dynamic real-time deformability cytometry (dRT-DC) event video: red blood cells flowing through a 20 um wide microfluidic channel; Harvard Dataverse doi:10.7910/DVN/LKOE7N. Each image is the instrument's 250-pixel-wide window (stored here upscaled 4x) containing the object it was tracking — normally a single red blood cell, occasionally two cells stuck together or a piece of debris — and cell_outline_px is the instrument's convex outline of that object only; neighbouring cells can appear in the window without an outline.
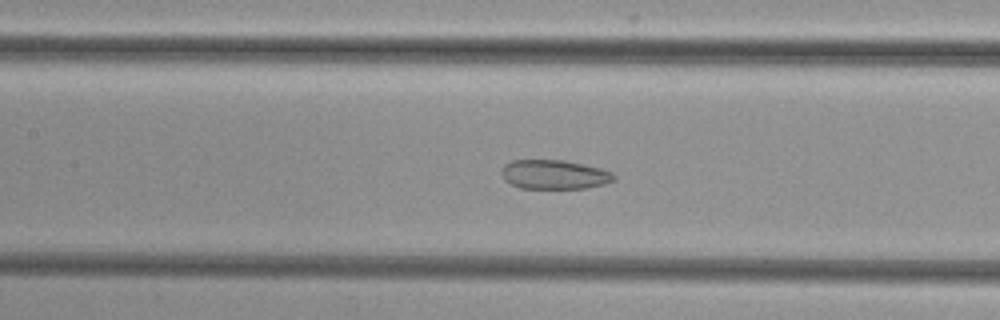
{"species": "common noctule bat (a hibernating species)", "species_latin": "Nyctalus noctula", "temperature_condition": "cold", "stored_images_in_passage": 53, "camera_frame_rate_fps": 3000, "um_per_image_px": 0.085, "animal": {"sex": "female", "body_mass_g": 29.2, "forearm_length_mm": 56.3}, "frame": {"image": 1, "passage_image": 25, "time_ms": 8.0, "image_size_px": [1000, 320], "cell_outline_px": [[616, 180], [604, 184], [584, 188], [520, 188], [504, 180], [500, 172], [504, 164], [512, 160], [564, 160], [600, 168], [612, 172], [616, 176]], "centroid_in_image_um": [47.1, 14.83], "position_along_channel_um": 160.3, "area_um2": 19.19}}
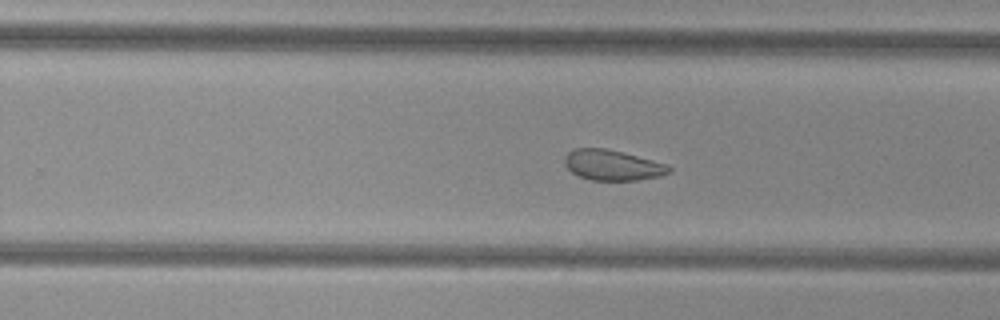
{"frame": {"image": 2, "passage_image": 34, "time_ms": 11.0, "image_size_px": [1000, 320], "cell_outline_px": [[672, 172], [660, 176], [636, 180], [592, 180], [580, 176], [572, 172], [564, 164], [564, 156], [568, 152], [576, 148], [604, 148], [636, 156], [664, 164], [672, 168]], "centroid_in_image_um": [52.03, 14.04], "position_along_channel_um": 277.8, "area_um2": 18.21}}
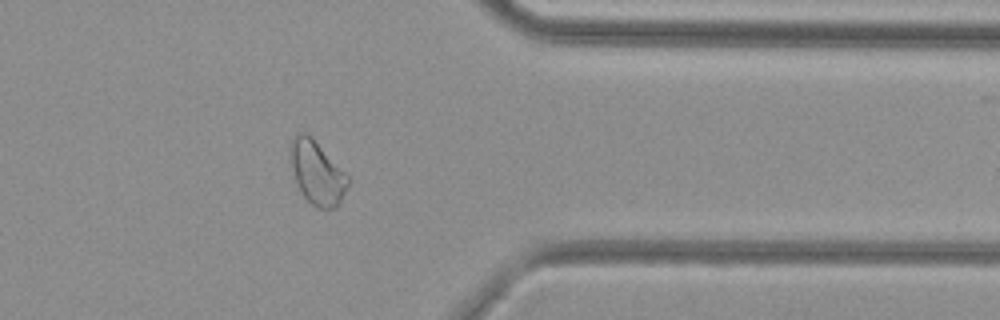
{"frame": {"image": 3, "passage_image": 43, "time_ms": 14.0, "image_size_px": [1000, 320], "cell_outline_px": [[352, 180], [336, 208], [316, 208], [300, 192], [292, 168], [288, 152], [292, 136], [296, 132], [304, 132], [312, 136]], "centroid_in_image_um": [26.93, 14.64], "position_along_channel_um": 384.5, "area_um2": 21.56}}